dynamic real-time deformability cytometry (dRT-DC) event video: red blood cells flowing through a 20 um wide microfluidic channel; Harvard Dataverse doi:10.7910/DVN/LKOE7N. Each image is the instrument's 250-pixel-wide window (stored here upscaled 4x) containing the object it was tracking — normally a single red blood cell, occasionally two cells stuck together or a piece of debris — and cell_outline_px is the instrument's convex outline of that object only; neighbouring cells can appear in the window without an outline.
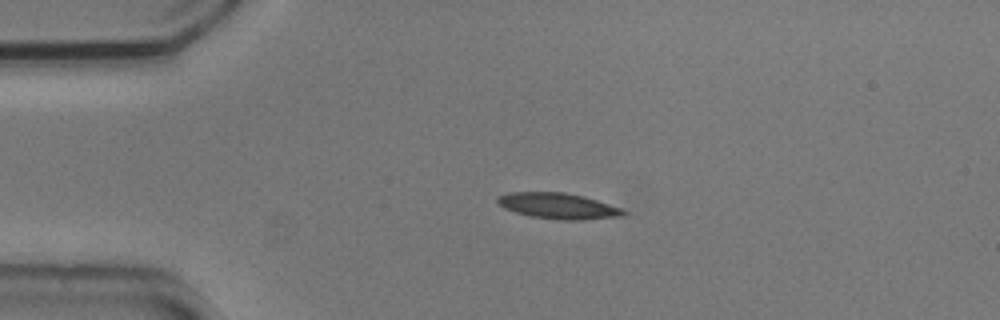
{"species": "common noctule bat (a hibernating species)", "species_latin": "Nyctalus noctula", "temperature_condition": "cold", "stored_images_in_passage": 43, "camera_frame_rate_fps": 3000, "um_per_image_px": 0.085, "animal": {"sex": "male", "body_mass_g": 20.5, "forearm_length_mm": 52.5}, "frame": {"image": 1, "passage_image": 1, "time_ms": 0.0, "image_size_px": [1000, 320], "cell_outline_px": [[628, 212], [624, 216], [584, 220], [560, 220], [532, 216], [516, 212], [504, 208], [496, 200], [496, 196], [508, 192], [564, 192], [584, 196], [624, 208]], "centroid_in_image_um": [47.5, 17.5], "position_along_channel_um": 37.5, "area_um2": 19.19}}
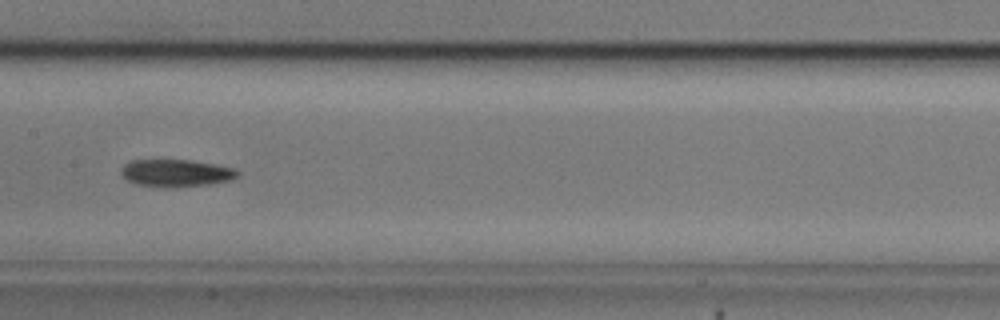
{"frame": {"image": 2, "passage_image": 16, "time_ms": 5.0, "image_size_px": [1000, 320], "cell_outline_px": [[240, 176], [232, 180], [212, 184], [172, 188], [164, 188], [136, 184], [128, 180], [120, 172], [120, 168], [124, 164], [132, 160], [192, 160], [216, 164], [236, 168], [240, 172]], "centroid_in_image_um": [15.02, 14.72], "position_along_channel_um": 192.4, "area_um2": 19.02}}
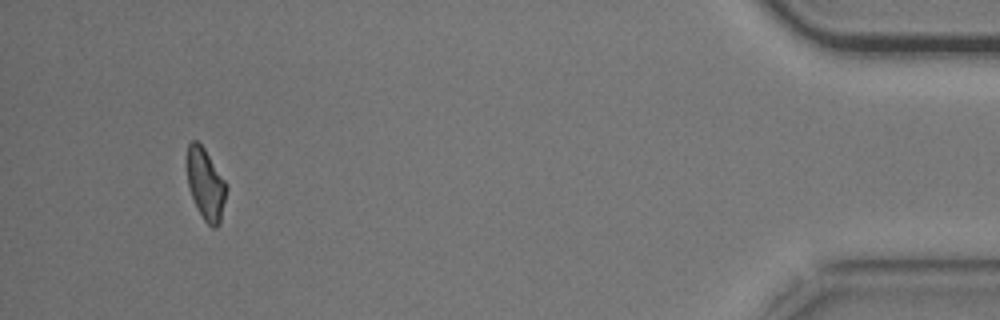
{"frame": {"image": 3, "passage_image": 40, "time_ms": 13.0, "image_size_px": [1000, 320], "cell_outline_px": [[228, 188], [220, 224], [216, 228], [212, 228], [204, 220], [192, 196], [188, 184], [188, 144], [192, 140], [196, 140], [204, 148], [228, 184]], "centroid_in_image_um": [17.53, 15.68], "position_along_channel_um": 417.7, "area_um2": 16.24}, "authors_computed_cell_mechanics": {"area_um2": 18.207, "velocity_mm_per_s": 3.7071, "shape_relaxation_time_tau1_ms": 5.6592, "shape_relaxation_time_tau2_ms": null, "deformation_change_tau1": 0.1389, "deformation_change_tau2": null}}